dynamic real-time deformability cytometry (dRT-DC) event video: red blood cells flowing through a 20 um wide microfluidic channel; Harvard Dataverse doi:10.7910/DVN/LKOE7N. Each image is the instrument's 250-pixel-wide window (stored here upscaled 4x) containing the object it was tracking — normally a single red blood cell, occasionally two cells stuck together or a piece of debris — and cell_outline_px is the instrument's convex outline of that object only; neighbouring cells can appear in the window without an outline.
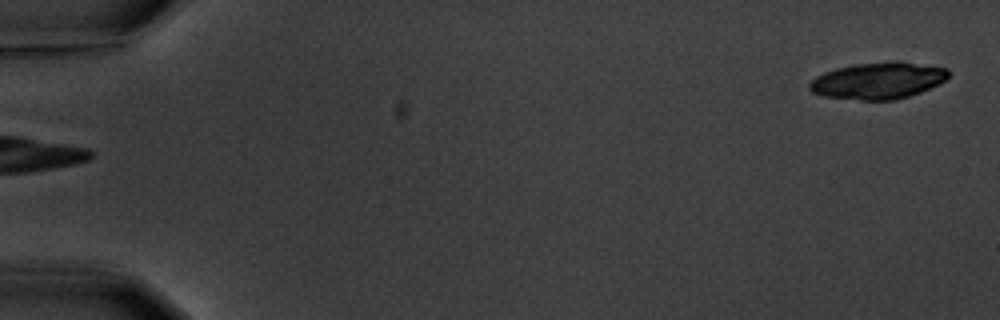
{"species": "common noctule bat (a hibernating species)", "species_latin": "Nyctalus noctula", "temperature_condition": "warm", "stored_images_in_passage": 6, "segment_of_instrument_passage": [2, 2], "camera_frame_rate_fps": 3000, "um_per_image_px": 0.085, "animal": {"sex": "male", "body_mass_g": 20.1, "forearm_length_mm": 53.5}, "frame": {"image": 1, "passage_image": 6, "time_ms": 6.667, "image_size_px": [1000, 320], "cell_outline_px": [[948, 76], [944, 80], [920, 92], [896, 100], [860, 100], [824, 96], [812, 92], [808, 88], [808, 84], [816, 76], [824, 72], [836, 68], [856, 64], [896, 60], [948, 68]], "centroid_in_image_um": [74.6, 6.84], "position_along_channel_um": 10.4, "area_um2": 29.59}}